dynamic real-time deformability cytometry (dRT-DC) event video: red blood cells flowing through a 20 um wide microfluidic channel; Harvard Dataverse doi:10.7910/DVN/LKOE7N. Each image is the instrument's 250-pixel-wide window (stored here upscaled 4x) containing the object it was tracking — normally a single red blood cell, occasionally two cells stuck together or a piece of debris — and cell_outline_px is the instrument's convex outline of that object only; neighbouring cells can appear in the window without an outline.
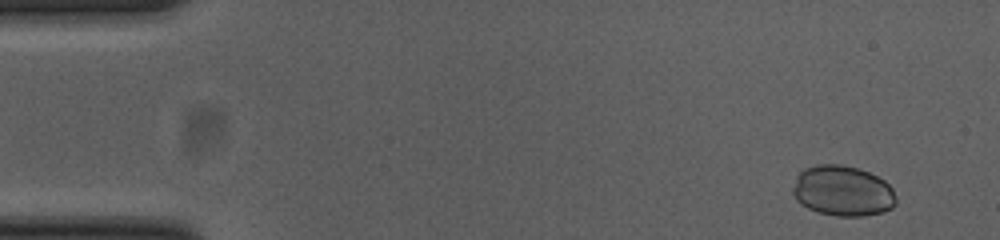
{"species": "common noctule bat (a hibernating species)", "species_latin": "Nyctalus noctula", "temperature_condition": "cold", "stored_images_in_passage": 53, "camera_frame_rate_fps": 3000, "um_per_image_px": 0.085, "animal": {"sex": "female", "body_mass_g": 23.0, "forearm_length_mm": 53.4}, "frame": {"image": 1, "passage_image": 2, "time_ms": 0.333, "image_size_px": [1000, 240], "cell_outline_px": [[896, 204], [892, 208], [880, 212], [864, 216], [836, 216], [820, 212], [808, 208], [800, 204], [796, 200], [792, 192], [792, 188], [796, 176], [804, 168], [816, 164], [840, 164], [856, 168], [868, 172], [884, 180], [892, 188], [896, 196]], "centroid_in_image_um": [71.61, 16.22], "position_along_channel_um": 13.4, "area_um2": 30.46}}
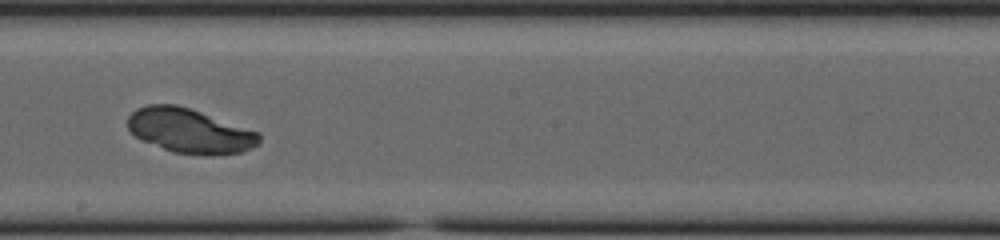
{"frame": {"image": 2, "passage_image": 29, "time_ms": 9.333, "image_size_px": [1000, 240], "cell_outline_px": [[260, 144], [244, 152], [212, 156], [204, 156], [172, 152], [140, 140], [128, 128], [128, 116], [136, 108], [148, 104], [176, 104], [260, 132]], "centroid_in_image_um": [16.14, 11.14], "position_along_channel_um": 232.1, "area_um2": 34.39}}
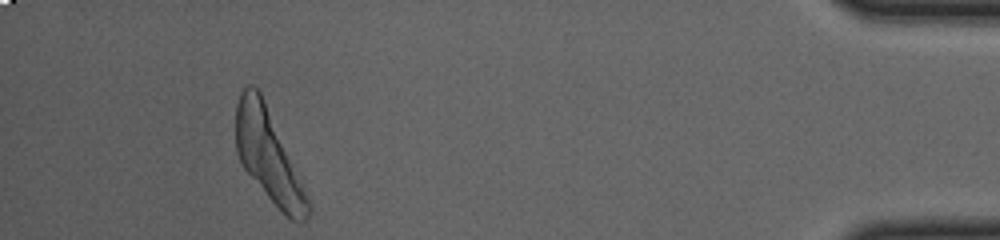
{"frame": {"image": 3, "passage_image": 49, "time_ms": 16.0, "image_size_px": [1000, 240], "cell_outline_px": [[312, 212], [300, 224], [296, 224], [268, 196], [244, 168], [236, 152], [236, 104], [240, 92], [248, 84], [252, 84], [260, 92], [264, 100], [312, 208]], "centroid_in_image_um": [22.79, 13.23], "position_along_channel_um": 412.4, "area_um2": 37.05}}